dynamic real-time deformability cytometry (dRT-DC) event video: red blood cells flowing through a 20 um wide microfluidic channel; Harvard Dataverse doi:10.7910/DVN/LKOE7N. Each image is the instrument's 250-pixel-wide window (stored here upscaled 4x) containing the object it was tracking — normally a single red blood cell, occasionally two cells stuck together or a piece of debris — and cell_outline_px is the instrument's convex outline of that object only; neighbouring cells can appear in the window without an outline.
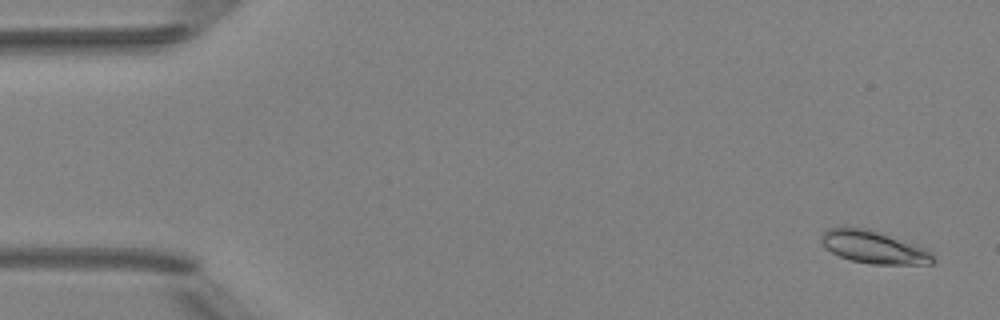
{"species": "Egyptian fruit bat (a non-hibernating species)", "species_latin": "Rousettus aegyptiacus", "temperature_condition": "room temperature", "stored_images_in_passage": 7, "camera_frame_rate_fps": 3000, "um_per_image_px": 0.085, "animal": {"sex": "female"}, "frame": {"image": 1, "passage_image": 1, "time_ms": 0.0, "image_size_px": [1000, 320], "cell_outline_px": [[936, 260], [932, 264], [872, 264], [852, 260], [840, 256], [824, 248], [820, 240], [820, 236], [828, 228], [868, 228], [928, 248], [932, 252]], "centroid_in_image_um": [74.32, 21.01], "position_along_channel_um": 10.7, "area_um2": 21.33}}
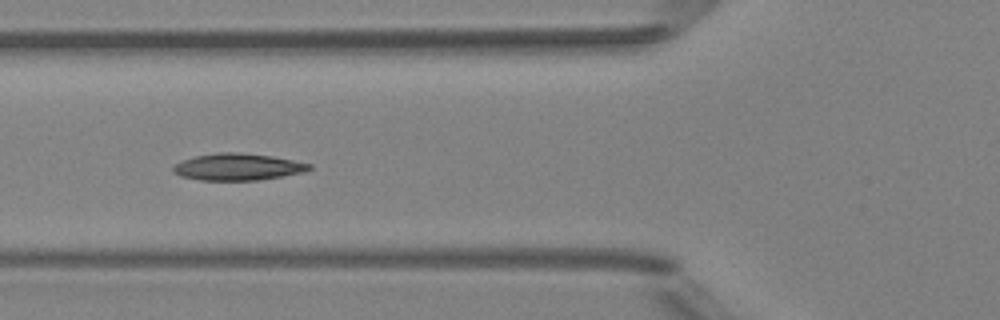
{"frame": {"image": 2, "passage_image": 6, "time_ms": 5.667, "image_size_px": [1000, 320], "cell_outline_px": [[312, 168], [304, 172], [260, 180], [200, 180], [180, 176], [172, 172], [172, 168], [176, 164], [184, 160], [196, 156], [220, 152], [240, 152], [272, 156], [312, 164]], "centroid_in_image_um": [20.22, 14.19], "position_along_channel_um": 105.6, "area_um2": 21.21}}
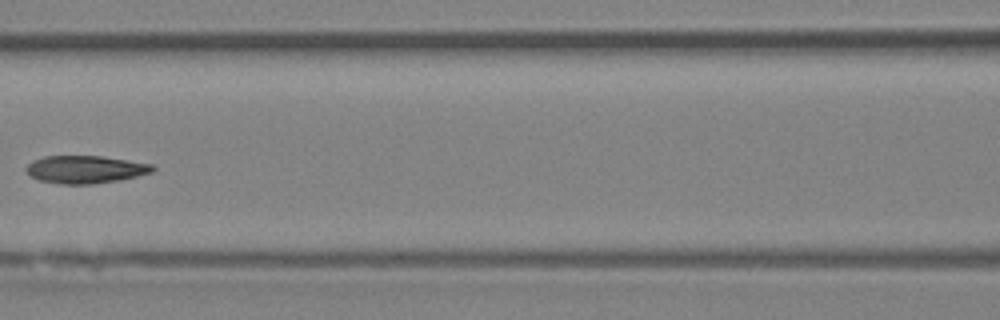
{"frame": {"image": 3, "passage_image": 7, "time_ms": 7.0, "image_size_px": [1000, 320], "cell_outline_px": [[156, 168], [152, 172], [120, 180], [92, 184], [60, 184], [40, 180], [32, 176], [24, 168], [32, 160], [44, 156], [100, 156], [152, 164]], "centroid_in_image_um": [7.24, 14.4], "position_along_channel_um": 159.4, "area_um2": 20.29}}